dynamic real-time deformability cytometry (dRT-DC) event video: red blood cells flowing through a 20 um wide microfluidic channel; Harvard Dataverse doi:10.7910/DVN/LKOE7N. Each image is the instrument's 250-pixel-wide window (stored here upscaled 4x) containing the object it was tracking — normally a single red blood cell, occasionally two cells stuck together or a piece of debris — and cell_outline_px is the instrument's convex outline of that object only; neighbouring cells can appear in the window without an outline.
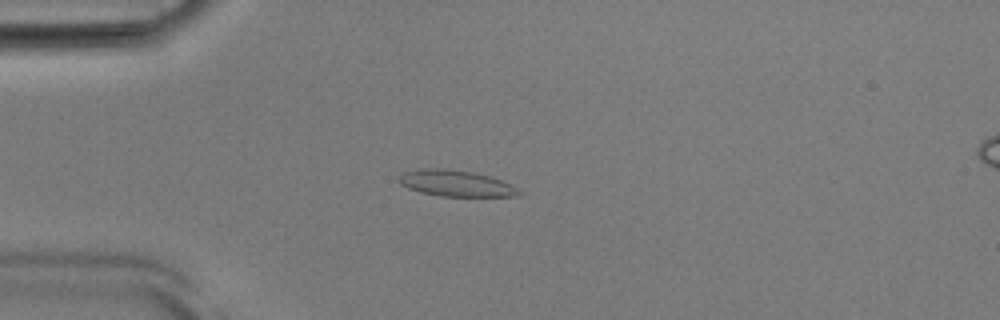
{"species": "Egyptian fruit bat (a non-hibernating species)", "species_latin": "Rousettus aegyptiacus", "temperature_condition": "room temperature", "stored_images_in_passage": 44, "camera_frame_rate_fps": 3000, "um_per_image_px": 0.085, "animal": {"sex": "male"}, "frame": {"image": 1, "passage_image": 5, "time_ms": 1.333, "image_size_px": [1000, 320], "cell_outline_px": [[524, 192], [516, 196], [440, 196], [420, 192], [408, 188], [400, 184], [396, 180], [400, 172], [424, 168], [448, 168], [472, 172], [488, 176], [500, 180]], "centroid_in_image_um": [38.66, 15.57], "position_along_channel_um": 46.3, "area_um2": 18.38}}
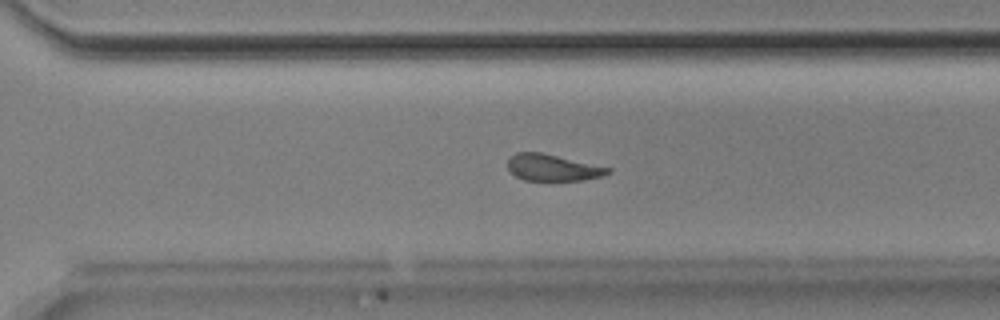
{"frame": {"image": 2, "passage_image": 28, "time_ms": 9.0, "image_size_px": [1000, 320], "cell_outline_px": [[612, 172], [600, 176], [584, 180], [524, 180], [516, 176], [508, 168], [508, 156], [516, 152], [540, 152], [612, 168]], "centroid_in_image_um": [46.96, 14.24], "position_along_channel_um": 323.6, "area_um2": 15.43}}
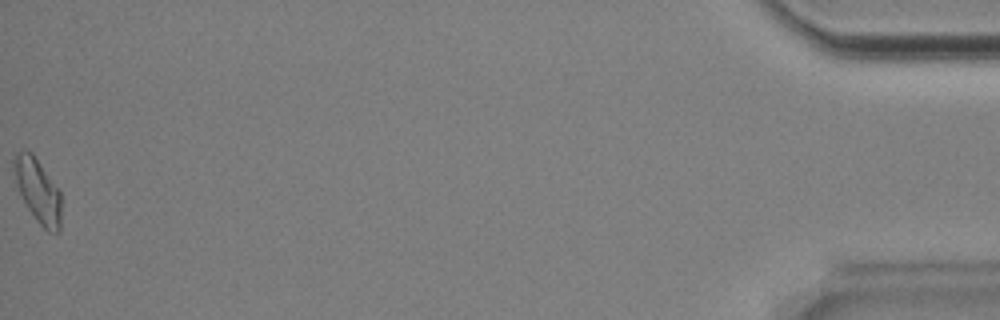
{"frame": {"image": 3, "passage_image": 44, "time_ms": 14.333, "image_size_px": [1000, 320], "cell_outline_px": [[60, 232], [48, 232], [36, 220], [28, 208], [20, 192], [12, 168], [12, 156], [16, 152], [24, 148], [32, 152], [60, 192]], "centroid_in_image_um": [3.18, 16.15], "position_along_channel_um": 432.0, "area_um2": 17.46}, "authors_computed_cell_mechanics": {"area_um2": 16.9065, "velocity_mm_per_s": 3.8719, "shape_relaxation_time_tau1_ms": null, "shape_relaxation_time_tau2_ms": 8.5003, "deformation_change_tau1": null, "deformation_change_tau2": 0.1746}}